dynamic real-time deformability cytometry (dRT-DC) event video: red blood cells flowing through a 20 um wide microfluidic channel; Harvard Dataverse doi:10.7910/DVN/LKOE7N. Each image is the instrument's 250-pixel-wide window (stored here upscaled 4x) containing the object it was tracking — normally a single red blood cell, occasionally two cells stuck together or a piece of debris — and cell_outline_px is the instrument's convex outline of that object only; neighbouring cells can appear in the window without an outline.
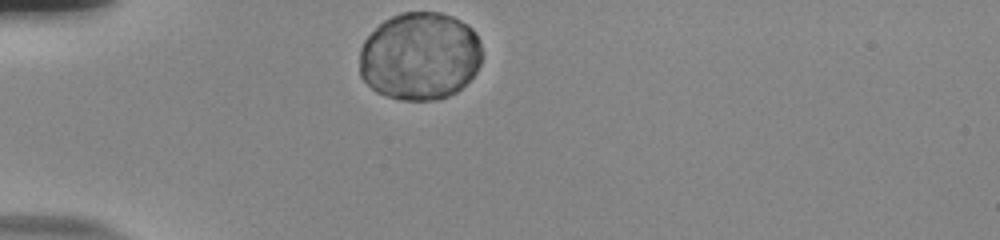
{"species": "human", "species_latin": "Homo sapiens", "temperature_condition": "room temperature", "stored_images_in_passage": 40, "camera_frame_rate_fps": 3000, "um_per_image_px": 0.085, "donor": {"sex": "male"}, "frame": {"image": 1, "passage_image": 1, "time_ms": 0.0, "image_size_px": [1000, 240], "cell_outline_px": [[480, 64], [476, 72], [456, 92], [448, 96], [436, 100], [400, 100], [376, 92], [360, 76], [360, 48], [364, 40], [384, 20], [392, 16], [404, 12], [440, 12], [452, 16], [468, 24], [476, 32], [480, 40]], "centroid_in_image_um": [35.69, 4.77], "position_along_channel_um": 49.3, "area_um2": 62.94}}
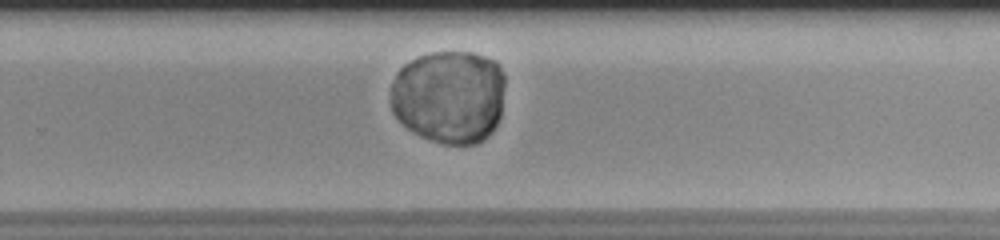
{"frame": {"image": 2, "passage_image": 23, "time_ms": 7.333, "image_size_px": [1000, 240], "cell_outline_px": [[504, 84], [500, 116], [492, 132], [488, 136], [476, 144], [444, 144], [420, 136], [408, 128], [392, 112], [388, 92], [396, 72], [404, 64], [420, 56], [432, 52], [472, 52], [496, 60], [500, 64], [504, 76]], "centroid_in_image_um": [38.16, 8.2], "position_along_channel_um": 291.6, "area_um2": 63.06}}
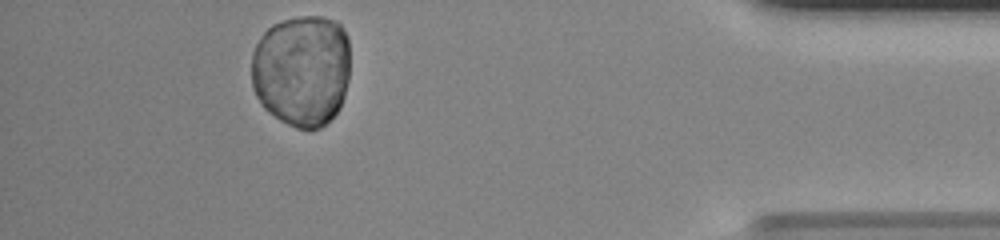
{"frame": {"image": 3, "passage_image": 36, "time_ms": 11.667, "image_size_px": [1000, 240], "cell_outline_px": [[348, 80], [344, 96], [336, 112], [320, 128], [296, 128], [280, 120], [268, 112], [264, 108], [256, 96], [252, 84], [252, 52], [256, 44], [264, 32], [272, 24], [284, 20], [300, 16], [320, 16], [336, 20], [340, 24], [348, 40]], "centroid_in_image_um": [25.63, 5.96], "position_along_channel_um": 409.6, "area_um2": 64.62}}